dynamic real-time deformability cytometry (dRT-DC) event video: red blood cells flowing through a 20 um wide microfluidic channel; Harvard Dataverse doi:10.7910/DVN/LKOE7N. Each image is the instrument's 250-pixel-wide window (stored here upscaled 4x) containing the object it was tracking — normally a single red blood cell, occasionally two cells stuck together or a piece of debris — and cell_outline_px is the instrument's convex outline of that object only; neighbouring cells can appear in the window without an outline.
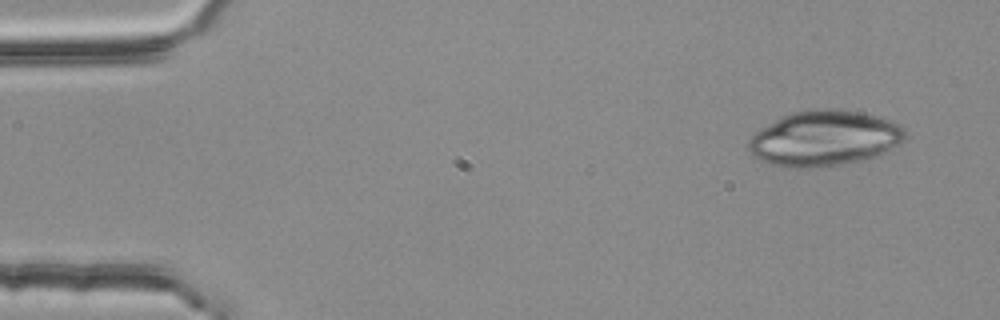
{"species": "common noctule bat (a hibernating species)", "species_latin": "Nyctalus noctula", "temperature_condition": "room temperature", "stored_images_in_passage": 3, "camera_frame_rate_fps": 3000, "um_per_image_px": 0.085, "animal": {"sex": "female", "body_mass_g": 25.1}, "frame": {"image": 1, "passage_image": 1, "time_ms": 0.0, "image_size_px": [1000, 320], "cell_outline_px": [[904, 140], [900, 144], [872, 156], [860, 160], [840, 164], [812, 168], [788, 168], [768, 164], [748, 152], [748, 140], [756, 132], [776, 120], [792, 112], [812, 108], [832, 108], [864, 112], [900, 124], [904, 128]], "centroid_in_image_um": [70.03, 11.75], "position_along_channel_um": 15.0, "area_um2": 50.34}}